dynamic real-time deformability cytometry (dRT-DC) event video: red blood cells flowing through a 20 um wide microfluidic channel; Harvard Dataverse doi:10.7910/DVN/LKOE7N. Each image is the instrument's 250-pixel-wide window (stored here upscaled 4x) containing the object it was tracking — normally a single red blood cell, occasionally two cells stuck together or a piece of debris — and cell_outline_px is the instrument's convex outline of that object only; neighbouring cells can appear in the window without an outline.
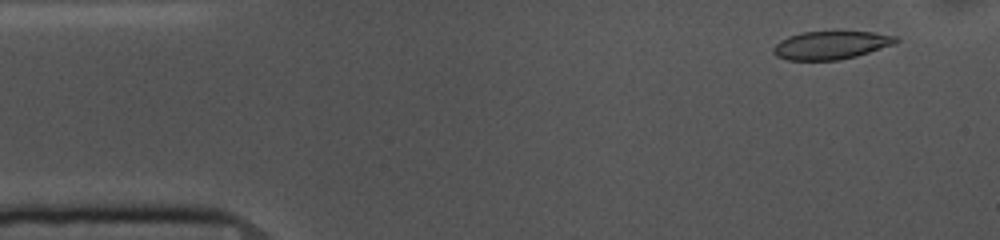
{"species": "common noctule bat (a hibernating species)", "species_latin": "Nyctalus noctula", "temperature_condition": "cold", "stored_images_in_passage": 53, "camera_frame_rate_fps": 3000, "um_per_image_px": 0.085, "animal": {"sex": "female", "body_mass_g": 10.0, "forearm_length_mm": 53.1}, "frame": {"image": 1, "passage_image": 4, "time_ms": 1.0, "image_size_px": [1000, 240], "cell_outline_px": [[900, 40], [896, 44], [856, 56], [840, 60], [788, 60], [776, 56], [772, 52], [772, 48], [780, 40], [788, 36], [804, 32], [872, 32], [896, 36]], "centroid_in_image_um": [70.63, 3.84], "position_along_channel_um": 14.4, "area_um2": 20.11}}
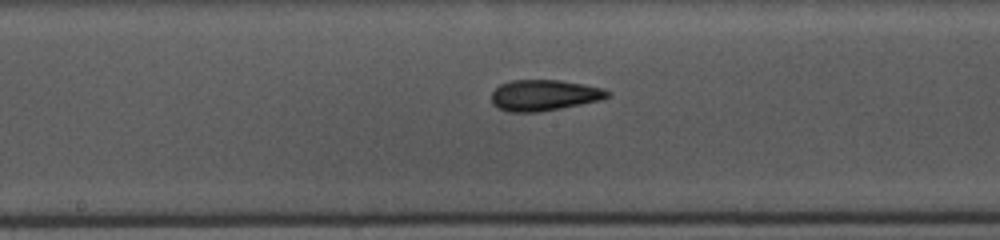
{"frame": {"image": 2, "passage_image": 26, "time_ms": 8.333, "image_size_px": [1000, 240], "cell_outline_px": [[612, 96], [600, 100], [560, 108], [536, 112], [508, 112], [496, 108], [492, 104], [492, 92], [500, 84], [512, 80], [560, 80], [584, 84], [604, 88], [612, 92]], "centroid_in_image_um": [46.26, 8.09], "position_along_channel_um": 201.9, "area_um2": 21.1}}
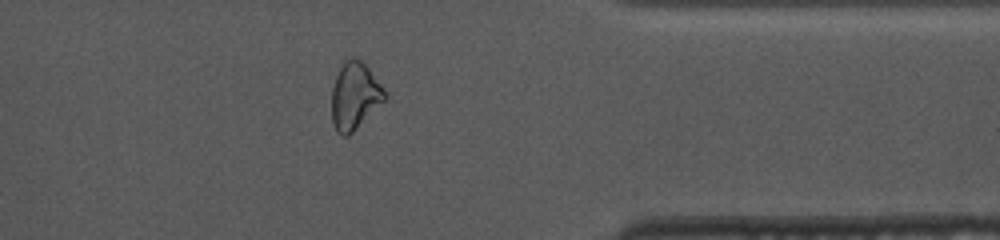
{"frame": {"image": 3, "passage_image": 42, "time_ms": 13.667, "image_size_px": [1000, 240], "cell_outline_px": [[388, 96], [348, 136], [344, 136], [336, 132], [332, 124], [332, 88], [336, 76], [344, 60], [348, 56], [356, 56], [368, 68], [384, 88]], "centroid_in_image_um": [30.13, 8.13], "position_along_channel_um": 381.3, "area_um2": 20.63}, "authors_computed_cell_mechanics": {"area_um2": 21.097, "velocity_mm_per_s": 3.6708, "shape_relaxation_time_tau1_ms": 10.4683, "shape_relaxation_time_tau2_ms": 3.6093, "deformation_change_tau1": 0.1773, "deformation_change_tau2": 0.0805}}